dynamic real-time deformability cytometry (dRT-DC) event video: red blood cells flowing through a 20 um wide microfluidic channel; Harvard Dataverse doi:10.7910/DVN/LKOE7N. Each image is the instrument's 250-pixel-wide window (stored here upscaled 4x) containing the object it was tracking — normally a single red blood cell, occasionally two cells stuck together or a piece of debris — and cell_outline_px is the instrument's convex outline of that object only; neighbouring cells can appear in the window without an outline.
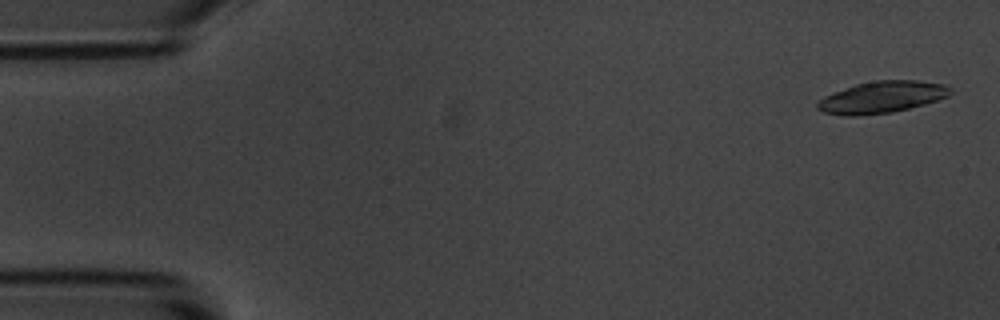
{"species": "common noctule bat (a hibernating species)", "species_latin": "Nyctalus noctula", "temperature_condition": "room temperature", "stored_images_in_passage": 54, "camera_frame_rate_fps": 3000, "um_per_image_px": 0.085, "animal": {"sex": "male", "body_mass_g": 20.1, "forearm_length_mm": 53.5}, "frame": {"image": 1, "passage_image": 2, "time_ms": 0.333, "image_size_px": [1000, 320], "cell_outline_px": [[952, 92], [948, 96], [924, 104], [892, 112], [856, 116], [844, 116], [824, 112], [816, 108], [816, 104], [824, 96], [856, 84], [876, 80], [916, 80], [944, 84]], "centroid_in_image_um": [74.93, 8.26], "position_along_channel_um": 10.1, "area_um2": 24.33}}
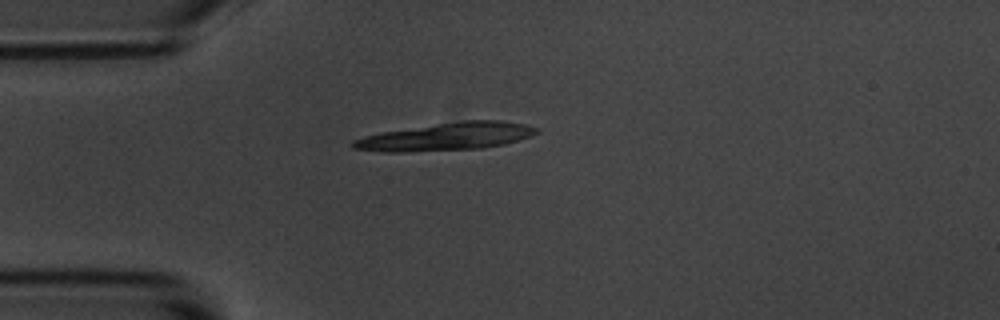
{"frame": {"image": 2, "passage_image": 14, "time_ms": 4.333, "image_size_px": [1000, 320], "cell_outline_px": [[540, 132], [504, 144], [480, 148], [404, 152], [384, 152], [352, 148], [348, 144], [352, 140], [364, 136], [380, 132], [460, 120], [500, 120], [524, 124], [536, 128]], "centroid_in_image_um": [37.86, 11.6], "position_along_channel_um": 47.1, "area_um2": 29.54}, "authors_computed_cell_mechanics": {"area_um2": 24.276, "velocity_mm_per_s": 3.6627, "shape_relaxation_time_tau1_ms": 8.8786, "shape_relaxation_time_tau2_ms": 4.654, "deformation_change_tau1": 0.2728, "deformation_change_tau2": 0.1047}}